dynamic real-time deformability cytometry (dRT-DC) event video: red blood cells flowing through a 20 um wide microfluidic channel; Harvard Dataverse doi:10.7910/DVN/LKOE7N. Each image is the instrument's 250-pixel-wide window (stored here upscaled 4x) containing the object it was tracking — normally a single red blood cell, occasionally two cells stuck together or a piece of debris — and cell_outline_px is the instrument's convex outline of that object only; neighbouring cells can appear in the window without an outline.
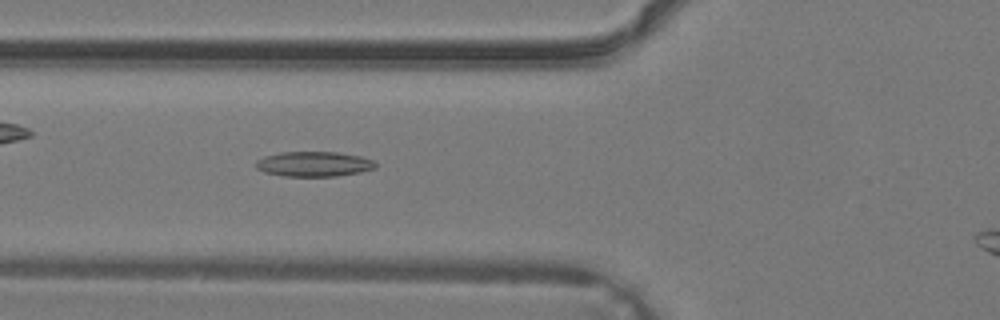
{"species": "common noctule bat (a hibernating species)", "species_latin": "Nyctalus noctula", "temperature_condition": "warm", "stored_images_in_passage": 24, "camera_frame_rate_fps": 3000, "um_per_image_px": 0.085, "animal": {"sex": "male", "body_mass_g": 19.2, "forearm_length_mm": 51.8}, "frame": {"image": 1, "passage_image": 4, "time_ms": 1.0, "image_size_px": [1000, 320], "cell_outline_px": [[376, 168], [360, 172], [336, 176], [284, 176], [264, 172], [256, 168], [256, 160], [264, 156], [280, 152], [336, 152], [360, 156], [372, 160], [376, 164]], "centroid_in_image_um": [26.66, 13.94], "position_along_channel_um": 99.1, "area_um2": 17.4}}
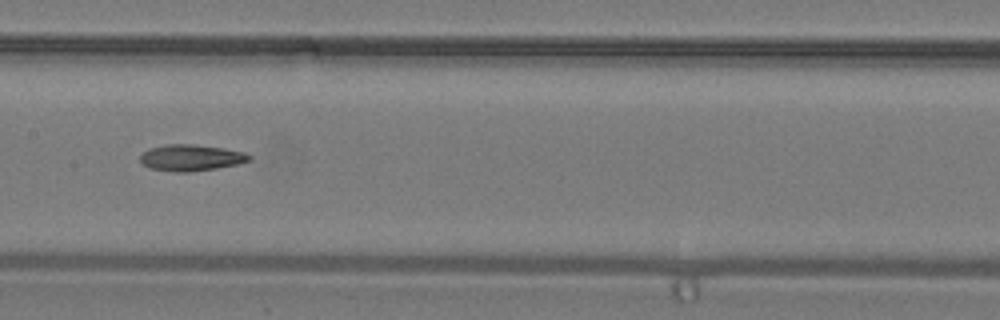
{"frame": {"image": 2, "passage_image": 9, "time_ms": 2.667, "image_size_px": [1000, 320], "cell_outline_px": [[252, 160], [236, 164], [216, 168], [188, 172], [176, 172], [148, 168], [140, 160], [140, 156], [148, 148], [164, 144], [192, 144], [224, 148], [244, 152], [252, 156]], "centroid_in_image_um": [16.23, 13.4], "position_along_channel_um": 191.2, "area_um2": 16.76}}
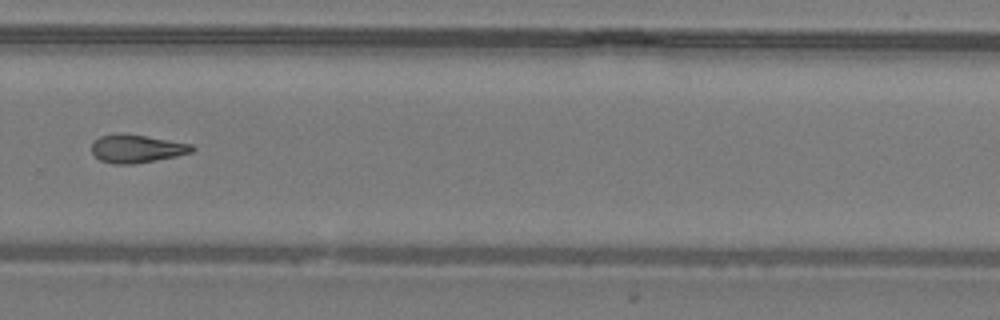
{"frame": {"image": 3, "passage_image": 16, "time_ms": 5.0, "image_size_px": [1000, 320], "cell_outline_px": [[196, 148], [192, 152], [176, 156], [132, 164], [112, 164], [100, 160], [92, 152], [92, 144], [100, 136], [144, 136], [192, 144]], "centroid_in_image_um": [11.66, 12.68], "position_along_channel_um": 318.1, "area_um2": 15.66}}